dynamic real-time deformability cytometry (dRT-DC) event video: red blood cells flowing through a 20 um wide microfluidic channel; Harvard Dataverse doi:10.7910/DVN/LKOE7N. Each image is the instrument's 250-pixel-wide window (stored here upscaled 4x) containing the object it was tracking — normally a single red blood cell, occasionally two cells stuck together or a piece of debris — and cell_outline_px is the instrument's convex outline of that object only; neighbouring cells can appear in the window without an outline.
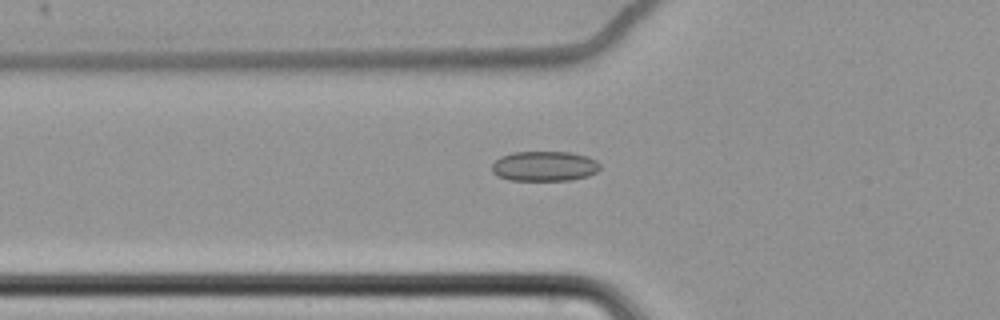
{"species": "common noctule bat (a hibernating species)", "species_latin": "Nyctalus noctula", "temperature_condition": "cold", "stored_images_in_passage": 38, "camera_frame_rate_fps": 3000, "um_per_image_px": 0.085, "animal": {"sex": "female", "body_mass_g": 22.7, "forearm_length_mm": 54.2}, "frame": {"image": 1, "passage_image": 12, "time_ms": 3.667, "image_size_px": [1000, 320], "cell_outline_px": [[600, 168], [596, 172], [588, 176], [572, 180], [508, 180], [492, 172], [492, 164], [500, 156], [512, 152], [572, 152], [588, 156], [596, 160], [600, 164]], "centroid_in_image_um": [46.29, 14.12], "position_along_channel_um": 79.5, "area_um2": 19.02}}
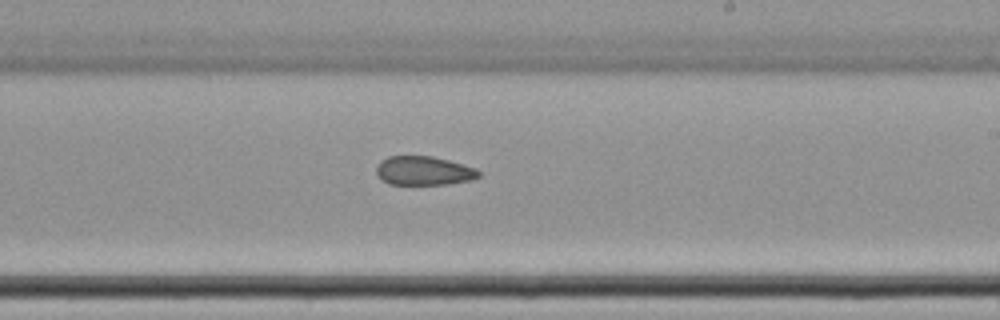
{"frame": {"image": 2, "passage_image": 27, "time_ms": 8.667, "image_size_px": [1000, 320], "cell_outline_px": [[480, 176], [472, 180], [448, 184], [388, 184], [380, 180], [376, 172], [376, 168], [380, 160], [388, 156], [432, 156], [448, 160], [476, 168], [480, 172]], "centroid_in_image_um": [36.0, 14.51], "position_along_channel_um": 253.0, "area_um2": 17.4}}
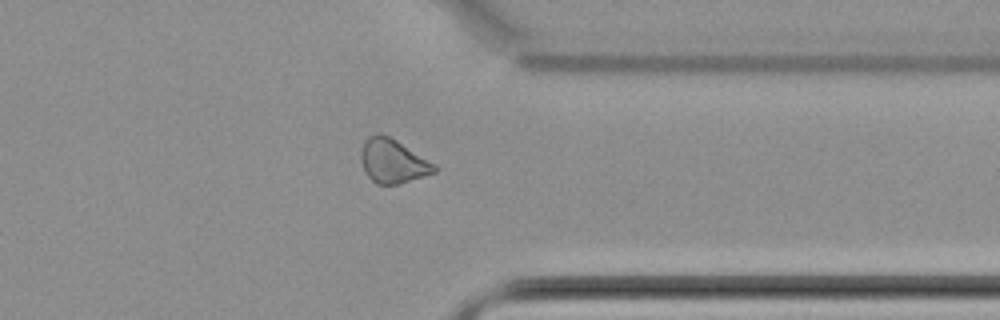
{"frame": {"image": 3, "passage_image": 38, "time_ms": 12.333, "image_size_px": [1000, 320], "cell_outline_px": [[436, 172], [400, 184], [376, 184], [368, 176], [360, 160], [360, 152], [364, 140], [368, 136], [388, 136], [396, 140], [436, 164]], "centroid_in_image_um": [33.39, 13.72], "position_along_channel_um": 378.0, "area_um2": 18.55}, "authors_computed_cell_mechanics": {"area_um2": 18.2359, "velocity_mm_per_s": 3.479, "shape_relaxation_time_tau1_ms": null, "shape_relaxation_time_tau2_ms": 9.2542, "deformation_change_tau1": null, "deformation_change_tau2": 0.1526}}